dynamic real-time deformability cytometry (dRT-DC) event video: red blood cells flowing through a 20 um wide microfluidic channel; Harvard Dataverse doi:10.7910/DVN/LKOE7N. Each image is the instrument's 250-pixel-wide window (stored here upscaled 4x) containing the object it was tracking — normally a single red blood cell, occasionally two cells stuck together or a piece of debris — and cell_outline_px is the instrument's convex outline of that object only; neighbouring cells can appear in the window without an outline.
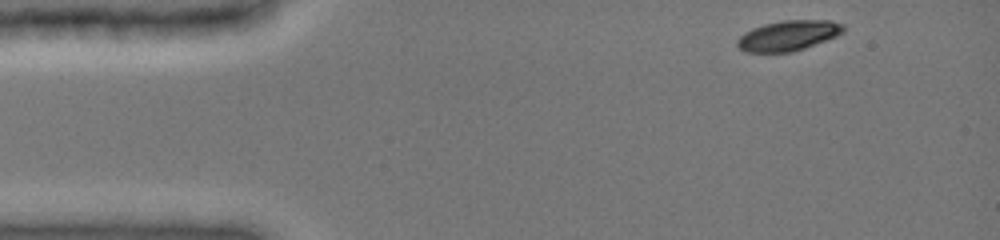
{"species": "common noctule bat (a hibernating species)", "species_latin": "Nyctalus noctula", "temperature_condition": "cold", "stored_images_in_passage": 8, "camera_frame_rate_fps": 3000, "um_per_image_px": 0.085, "animal": {"sex": "female", "body_mass_g": 19.0, "forearm_length_mm": 51.5}, "frame": {"image": 1, "passage_image": 1, "time_ms": 0.0, "image_size_px": [1000, 240], "cell_outline_px": [[844, 32], [836, 36], [804, 48], [792, 52], [744, 52], [736, 44], [736, 40], [744, 32], [752, 28], [764, 24], [784, 20], [828, 20], [844, 24]], "centroid_in_image_um": [66.98, 3.02], "position_along_channel_um": 18.0, "area_um2": 18.67}}
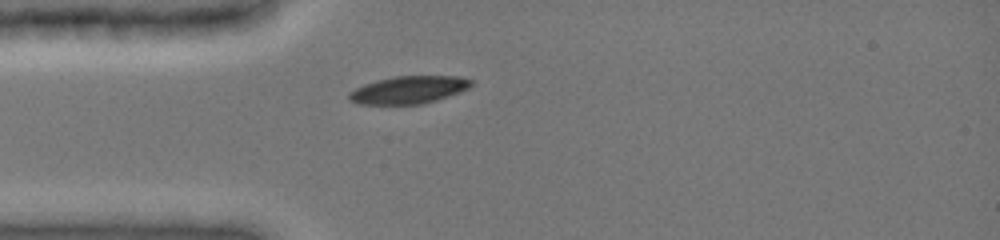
{"frame": {"image": 2, "passage_image": 7, "time_ms": 2.667, "image_size_px": [1000, 240], "cell_outline_px": [[472, 84], [468, 88], [460, 92], [436, 100], [420, 104], [360, 104], [348, 100], [348, 92], [364, 84], [376, 80], [392, 76], [460, 76], [472, 80]], "centroid_in_image_um": [34.71, 7.63], "position_along_channel_um": 50.3, "area_um2": 19.65}}